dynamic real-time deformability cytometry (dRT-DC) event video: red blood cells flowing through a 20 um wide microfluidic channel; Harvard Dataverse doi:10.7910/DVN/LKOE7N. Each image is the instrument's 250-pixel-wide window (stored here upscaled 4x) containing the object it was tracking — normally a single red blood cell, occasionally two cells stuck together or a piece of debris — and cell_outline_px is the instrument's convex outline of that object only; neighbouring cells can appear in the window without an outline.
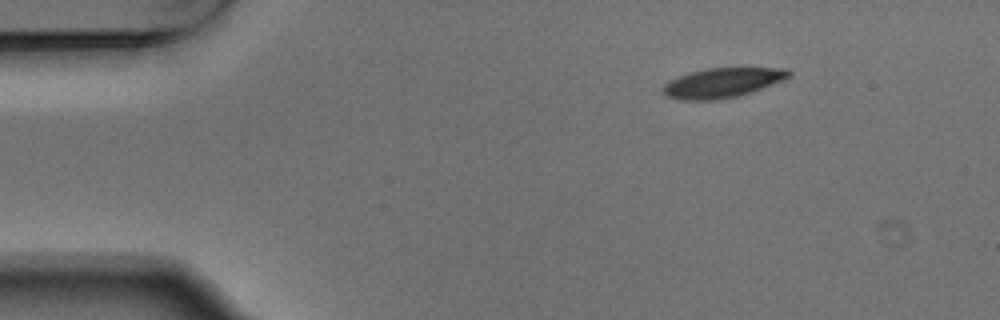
{"species": "Egyptian fruit bat (a non-hibernating species)", "species_latin": "Rousettus aegyptiacus", "temperature_condition": "warm", "stored_images_in_passage": 5, "segment_of_instrument_passage": [2, 2], "camera_frame_rate_fps": 3000, "um_per_image_px": 0.085, "animal": {"sex": "male"}, "frame": {"image": 1, "passage_image": 5, "time_ms": 1.333, "image_size_px": [1000, 320], "cell_outline_px": [[792, 72], [788, 76], [780, 80], [752, 92], [736, 96], [716, 100], [680, 100], [664, 96], [660, 92], [660, 88], [668, 80], [688, 72], [704, 68], [788, 68]], "centroid_in_image_um": [61.28, 7.04], "position_along_channel_um": 23.7, "area_um2": 21.91}}